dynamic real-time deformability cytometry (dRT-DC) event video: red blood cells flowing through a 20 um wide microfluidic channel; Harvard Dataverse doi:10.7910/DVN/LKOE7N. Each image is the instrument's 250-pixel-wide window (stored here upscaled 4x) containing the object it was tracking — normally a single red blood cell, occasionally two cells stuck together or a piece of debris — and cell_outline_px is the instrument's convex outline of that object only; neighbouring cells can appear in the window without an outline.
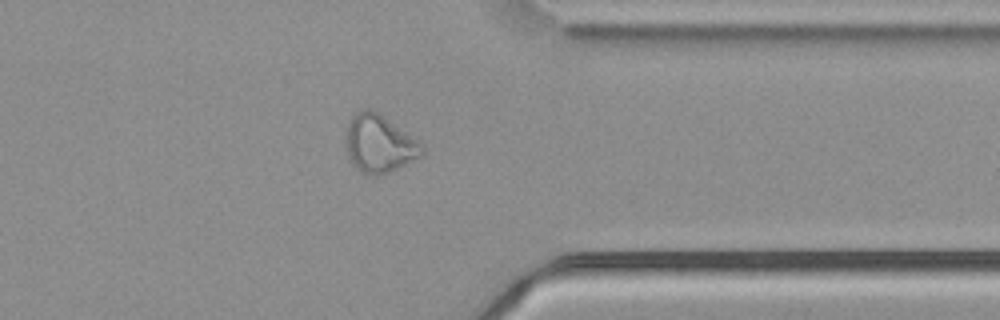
{"species": "common noctule bat (a hibernating species)", "species_latin": "Nyctalus noctula", "temperature_condition": "cold", "stored_images_in_passage": 38, "camera_frame_rate_fps": 3000, "um_per_image_px": 0.085, "animal": {"sex": "male", "body_mass_g": 21.5, "forearm_length_mm": 52.0}, "frame": {"image": 1, "passage_image": 33, "time_ms": 10.667, "image_size_px": [1000, 320], "cell_outline_px": [[424, 152], [420, 156], [388, 172], [376, 176], [364, 176], [352, 164], [348, 156], [344, 144], [344, 136], [348, 120], [360, 108], [372, 108], [384, 116], [416, 140], [424, 148]], "centroid_in_image_um": [32.13, 12.2], "position_along_channel_um": 379.3, "area_um2": 25.84}}